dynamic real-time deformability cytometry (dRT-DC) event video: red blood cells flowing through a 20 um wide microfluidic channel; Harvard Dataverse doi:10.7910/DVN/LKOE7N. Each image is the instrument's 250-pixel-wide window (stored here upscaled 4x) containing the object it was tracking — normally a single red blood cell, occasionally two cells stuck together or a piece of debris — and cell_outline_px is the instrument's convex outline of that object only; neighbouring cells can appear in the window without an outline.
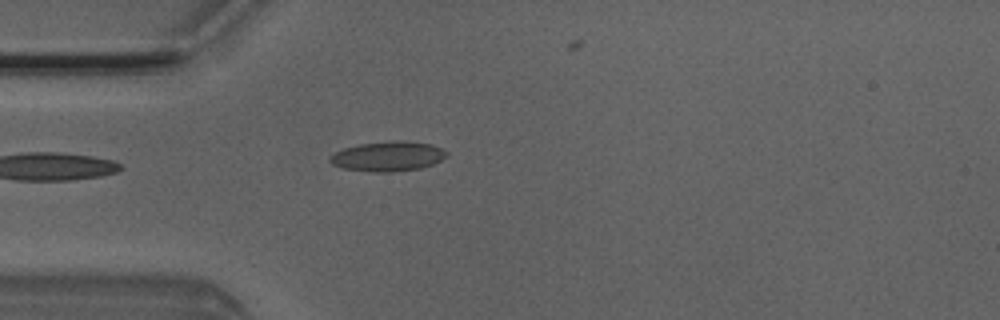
{"species": "Egyptian fruit bat (a non-hibernating species)", "species_latin": "Rousettus aegyptiacus", "temperature_condition": "room temperature", "stored_images_in_passage": 1, "camera_frame_rate_fps": 3000, "um_per_image_px": 0.085, "animal": {"sex": "male"}, "frame": {"image": 1, "passage_image": 1, "time_ms": 0.0, "image_size_px": [1000, 320], "cell_outline_px": [[448, 156], [432, 164], [420, 168], [392, 172], [372, 172], [344, 168], [332, 164], [328, 160], [328, 156], [344, 148], [360, 144], [392, 140], [400, 140], [432, 144], [448, 152]], "centroid_in_image_um": [32.97, 13.28], "position_along_channel_um": 52.0, "area_um2": 20.29}}